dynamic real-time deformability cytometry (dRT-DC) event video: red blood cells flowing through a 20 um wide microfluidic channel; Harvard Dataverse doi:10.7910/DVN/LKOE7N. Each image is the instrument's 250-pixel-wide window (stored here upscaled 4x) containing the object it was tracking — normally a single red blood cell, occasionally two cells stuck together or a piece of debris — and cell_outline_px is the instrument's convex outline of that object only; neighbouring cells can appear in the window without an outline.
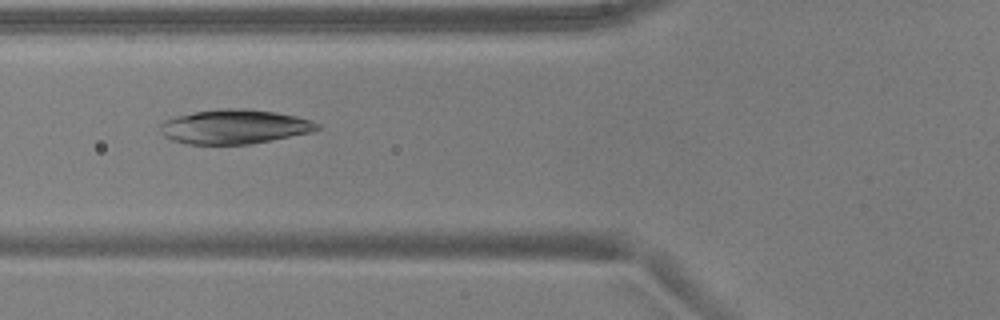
{"species": "common noctule bat (a hibernating species)", "species_latin": "Nyctalus noctula", "temperature_condition": "warm", "stored_images_in_passage": 51, "camera_frame_rate_fps": 3000, "um_per_image_px": 0.085, "animal": {"sex": "male", "body_mass_g": 17.9, "forearm_length_mm": 54.2}, "frame": {"image": 1, "passage_image": 20, "time_ms": 6.333, "image_size_px": [1000, 320], "cell_outline_px": [[320, 128], [312, 132], [248, 144], [184, 144], [172, 140], [164, 136], [160, 132], [160, 124], [164, 120], [176, 116], [196, 112], [224, 108], [244, 108], [276, 112], [296, 116], [312, 120], [320, 124]], "centroid_in_image_um": [19.92, 10.76], "position_along_channel_um": 105.9, "area_um2": 31.39}}
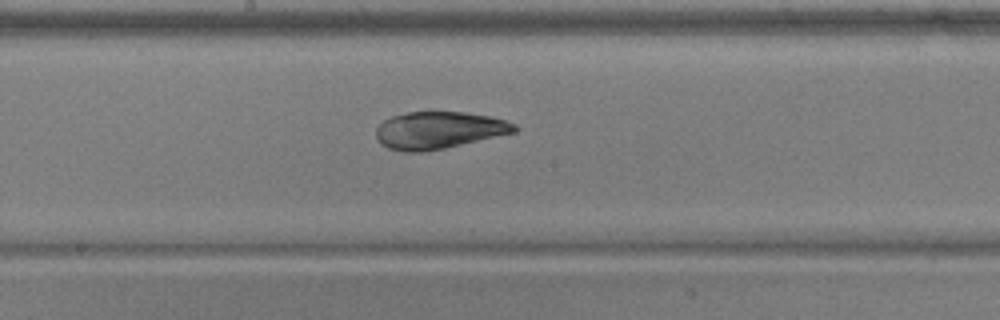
{"frame": {"image": 2, "passage_image": 28, "time_ms": 9.0, "image_size_px": [1000, 320], "cell_outline_px": [[520, 128], [516, 132], [444, 148], [424, 152], [404, 152], [388, 148], [376, 136], [376, 128], [384, 120], [392, 116], [408, 112], [464, 112], [488, 116], [504, 120], [516, 124]], "centroid_in_image_um": [37.32, 11.07], "position_along_channel_um": 210.9, "area_um2": 29.77}}
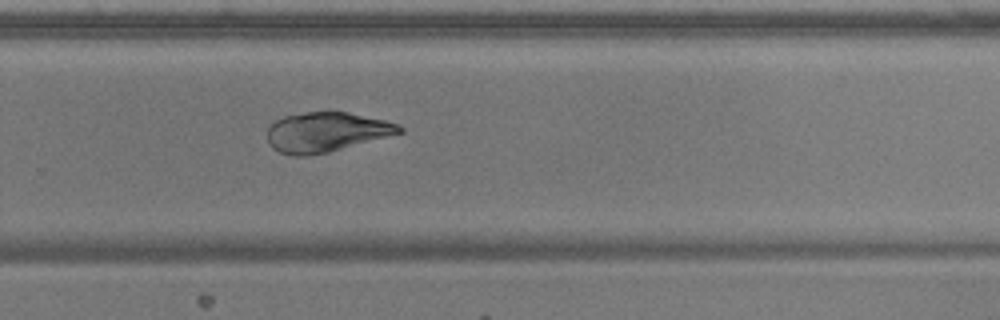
{"frame": {"image": 3, "passage_image": 35, "time_ms": 11.333, "image_size_px": [1000, 320], "cell_outline_px": [[404, 132], [328, 152], [308, 156], [292, 156], [280, 152], [272, 148], [268, 144], [268, 128], [276, 120], [284, 116], [304, 112], [348, 112], [384, 120], [396, 124], [404, 128]], "centroid_in_image_um": [27.7, 11.23], "position_along_channel_um": 302.1, "area_um2": 30.4}}